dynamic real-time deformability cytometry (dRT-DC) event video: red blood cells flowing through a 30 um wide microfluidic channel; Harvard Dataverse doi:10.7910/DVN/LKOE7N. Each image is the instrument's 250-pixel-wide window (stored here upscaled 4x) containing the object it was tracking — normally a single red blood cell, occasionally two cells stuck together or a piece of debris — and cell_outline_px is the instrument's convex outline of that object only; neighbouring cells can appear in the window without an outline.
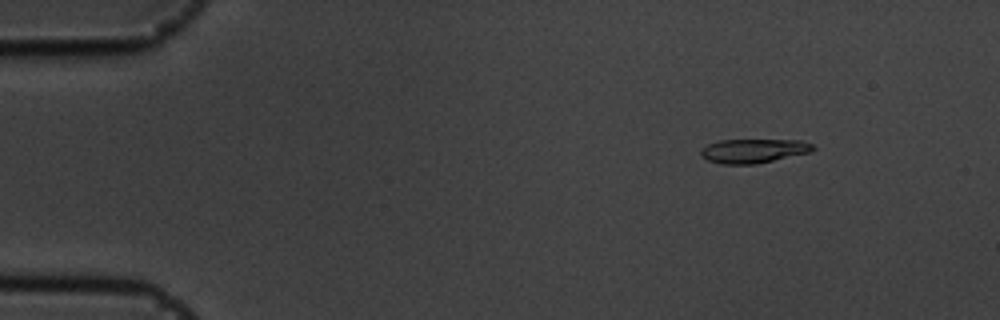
{"species": "common noctule bat (a hibernating species)", "species_latin": "Nyctalus noctula", "temperature_condition": "cold", "stored_images_in_passage": 55, "camera_frame_rate_fps": 3000, "um_per_image_px": 0.085, "animal": {"sex": "male", "body_mass_g": 19.5, "forearm_length_mm": 54.6}, "frame": {"image": 1, "passage_image": 6, "time_ms": 1.667, "image_size_px": [1000, 320], "cell_outline_px": [[816, 148], [812, 152], [756, 164], [720, 164], [708, 160], [700, 156], [700, 152], [708, 144], [720, 140], [800, 140], [812, 144]], "centroid_in_image_um": [64.07, 12.83], "position_along_channel_um": 20.9, "area_um2": 15.78}}
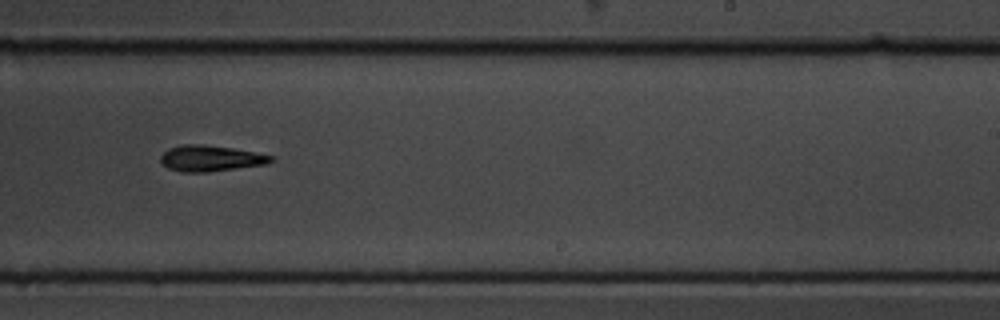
{"frame": {"image": 2, "passage_image": 34, "time_ms": 11.0, "image_size_px": [1000, 320], "cell_outline_px": [[276, 160], [264, 164], [208, 172], [180, 172], [168, 168], [160, 164], [160, 156], [168, 148], [184, 144], [200, 144], [232, 148], [272, 156]], "centroid_in_image_um": [17.82, 13.46], "position_along_channel_um": 271.2, "area_um2": 16.59}}
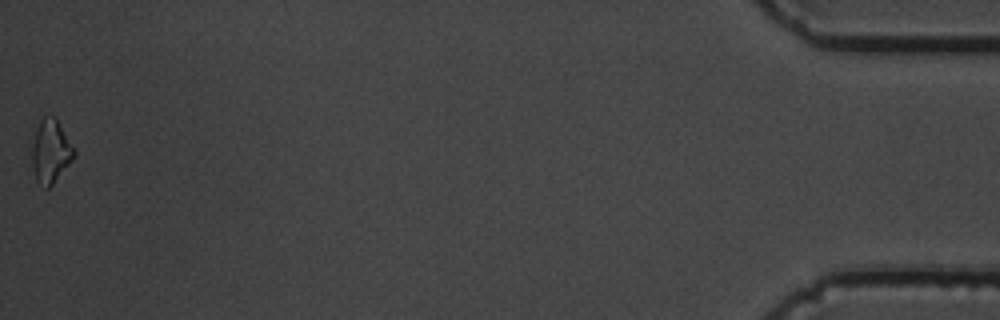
{"frame": {"image": 3, "passage_image": 55, "time_ms": 18.0, "image_size_px": [1000, 320], "cell_outline_px": [[76, 156], [52, 184], [48, 188], [44, 188], [36, 180], [32, 168], [28, 144], [40, 120], [44, 116], [56, 116], [76, 148]], "centroid_in_image_um": [4.27, 12.82], "position_along_channel_um": 430.9, "area_um2": 16.47}, "authors_computed_cell_mechanics": {"area_um2": 16.2418, "velocity_mm_per_s": 3.6074, "shape_relaxation_time_tau1_ms": 5.0932, "shape_relaxation_time_tau2_ms": null, "deformation_change_tau1": 0.163, "deformation_change_tau2": null}}